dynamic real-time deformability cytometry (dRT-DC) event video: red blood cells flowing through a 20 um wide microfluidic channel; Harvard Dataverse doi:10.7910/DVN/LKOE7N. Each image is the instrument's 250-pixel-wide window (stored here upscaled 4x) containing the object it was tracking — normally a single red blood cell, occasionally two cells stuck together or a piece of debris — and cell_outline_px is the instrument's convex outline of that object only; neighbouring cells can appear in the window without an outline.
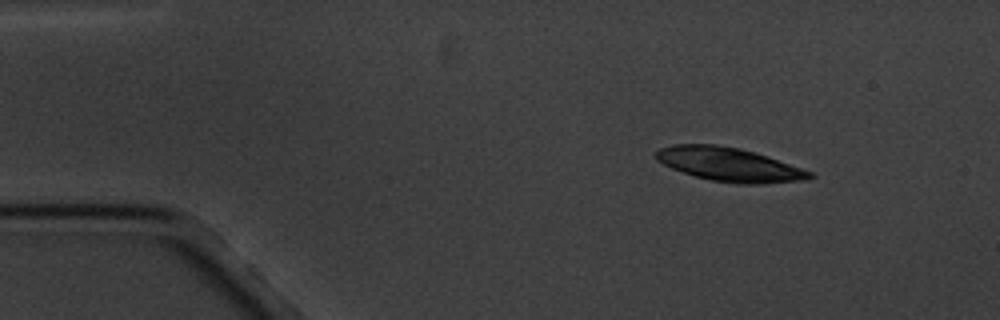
{"species": "common noctule bat (a hibernating species)", "species_latin": "Nyctalus noctula", "temperature_condition": "cold", "stored_images_in_passage": 3, "camera_frame_rate_fps": 3000, "um_per_image_px": 0.085, "animal": {"sex": "male", "body_mass_g": 20.1, "forearm_length_mm": 53.5}, "frame": {"image": 1, "passage_image": 1, "time_ms": 0.0, "image_size_px": [1000, 320], "cell_outline_px": [[816, 176], [804, 180], [760, 184], [740, 184], [712, 180], [696, 176], [672, 168], [656, 160], [656, 152], [660, 148], [672, 144], [716, 144], [740, 148], [812, 172]], "centroid_in_image_um": [61.95, 13.98], "position_along_channel_um": 23.1, "area_um2": 29.71}}